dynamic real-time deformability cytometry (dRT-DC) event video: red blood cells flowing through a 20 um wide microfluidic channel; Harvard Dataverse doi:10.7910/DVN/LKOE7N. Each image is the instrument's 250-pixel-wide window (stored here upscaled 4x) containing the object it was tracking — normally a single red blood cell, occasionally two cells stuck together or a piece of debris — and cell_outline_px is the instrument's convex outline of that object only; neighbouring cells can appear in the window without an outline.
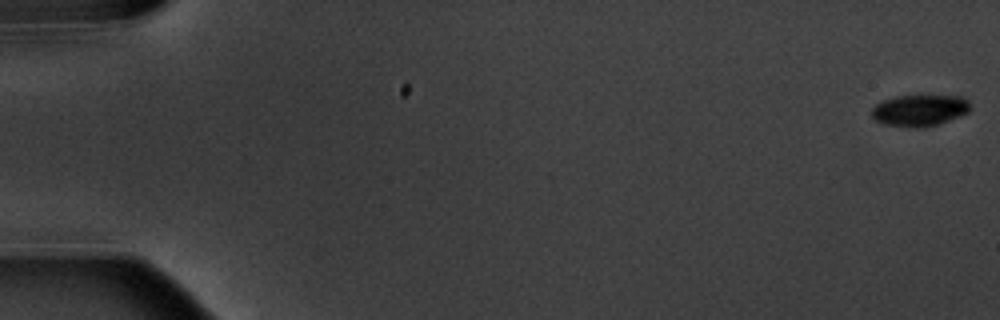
{"species": "common noctule bat (a hibernating species)", "species_latin": "Nyctalus noctula", "temperature_condition": "warm", "stored_images_in_passage": 6, "camera_frame_rate_fps": 3000, "um_per_image_px": 0.085, "animal": {"sex": "male", "body_mass_g": 20.1, "forearm_length_mm": 53.5}, "frame": {"image": 1, "passage_image": 1, "time_ms": 0.0, "image_size_px": [1000, 320], "cell_outline_px": [[968, 112], [948, 120], [924, 128], [912, 128], [884, 124], [876, 120], [872, 116], [872, 108], [876, 104], [884, 100], [896, 96], [960, 96], [968, 100]], "centroid_in_image_um": [78.12, 9.39], "position_along_channel_um": 6.9, "area_um2": 17.8}}
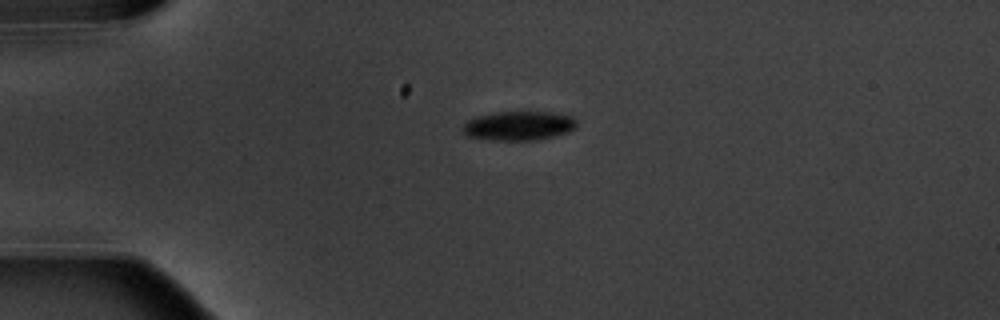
{"frame": {"image": 2, "passage_image": 5, "time_ms": 4.667, "image_size_px": [1000, 320], "cell_outline_px": [[576, 128], [568, 132], [536, 140], [488, 140], [468, 136], [464, 132], [464, 124], [468, 120], [480, 116], [496, 112], [552, 112], [572, 116], [576, 120]], "centroid_in_image_um": [44.13, 10.69], "position_along_channel_um": 40.9, "area_um2": 19.19}}